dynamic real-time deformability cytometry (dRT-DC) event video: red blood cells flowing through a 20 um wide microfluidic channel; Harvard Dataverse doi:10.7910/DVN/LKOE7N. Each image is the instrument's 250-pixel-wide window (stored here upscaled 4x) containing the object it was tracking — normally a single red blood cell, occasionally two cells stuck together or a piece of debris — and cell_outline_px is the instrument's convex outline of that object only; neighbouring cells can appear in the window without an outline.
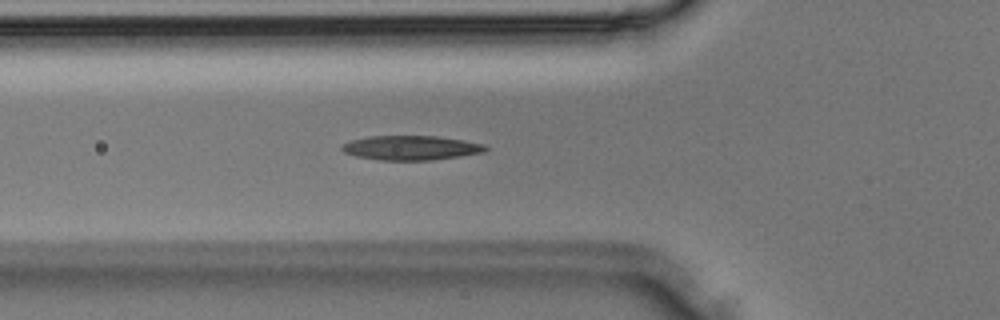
{"species": "Egyptian fruit bat (a non-hibernating species)", "species_latin": "Rousettus aegyptiacus", "temperature_condition": "room temperature", "stored_images_in_passage": 32, "camera_frame_rate_fps": 3000, "um_per_image_px": 0.085, "animal": {"sex": "male"}, "frame": {"image": 1, "passage_image": 9, "time_ms": 2.667, "image_size_px": [1000, 320], "cell_outline_px": [[488, 148], [484, 152], [460, 156], [432, 160], [380, 160], [356, 156], [344, 152], [340, 148], [340, 144], [352, 140], [368, 136], [436, 136], [464, 140], [484, 144]], "centroid_in_image_um": [34.91, 12.56], "position_along_channel_um": 90.9, "area_um2": 20.46}}
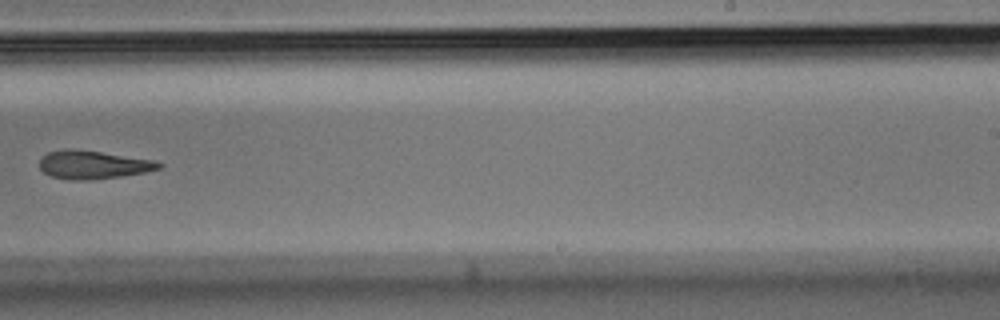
{"frame": {"image": 2, "passage_image": 19, "time_ms": 6.0, "image_size_px": [1000, 320], "cell_outline_px": [[164, 164], [160, 168], [144, 172], [120, 176], [88, 180], [72, 180], [52, 176], [44, 172], [40, 168], [40, 160], [48, 152], [64, 148], [72, 148], [100, 152], [152, 160]], "centroid_in_image_um": [7.88, 13.99], "position_along_channel_um": 281.1, "area_um2": 19.36}}
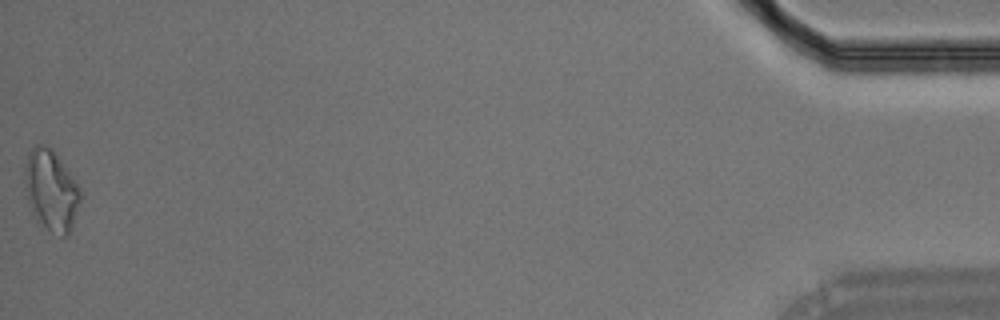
{"frame": {"image": 3, "passage_image": 32, "time_ms": 10.333, "image_size_px": [1000, 320], "cell_outline_px": [[84, 192], [72, 228], [68, 236], [60, 236], [36, 220], [28, 204], [24, 188], [24, 168], [28, 152], [36, 144], [44, 144], [68, 168]], "centroid_in_image_um": [4.36, 16.19], "position_along_channel_um": 430.8, "area_um2": 26.65}}